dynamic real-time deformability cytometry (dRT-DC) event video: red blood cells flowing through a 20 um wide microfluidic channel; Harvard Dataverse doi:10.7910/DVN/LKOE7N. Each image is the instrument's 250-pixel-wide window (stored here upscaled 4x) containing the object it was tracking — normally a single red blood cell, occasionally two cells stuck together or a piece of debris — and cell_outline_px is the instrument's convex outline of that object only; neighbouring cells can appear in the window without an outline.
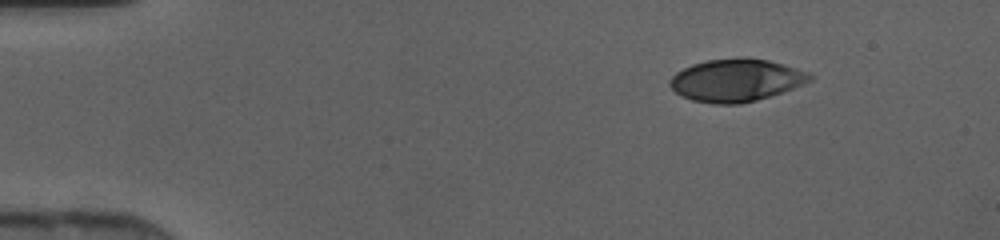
{"species": "human", "species_latin": "Homo sapiens", "temperature_condition": "cold", "stored_images_in_passage": 41, "camera_frame_rate_fps": 3000, "um_per_image_px": 0.085, "donor": {"sex": "female"}, "frame": {"image": 1, "passage_image": 1, "time_ms": 0.0, "image_size_px": [1000, 240], "cell_outline_px": [[812, 80], [804, 84], [756, 100], [740, 104], [712, 104], [692, 100], [680, 96], [668, 84], [668, 80], [676, 72], [692, 64], [708, 60], [768, 60], [784, 64], [808, 72], [812, 76]], "centroid_in_image_um": [62.53, 6.86], "position_along_channel_um": 22.5, "area_um2": 33.99}}
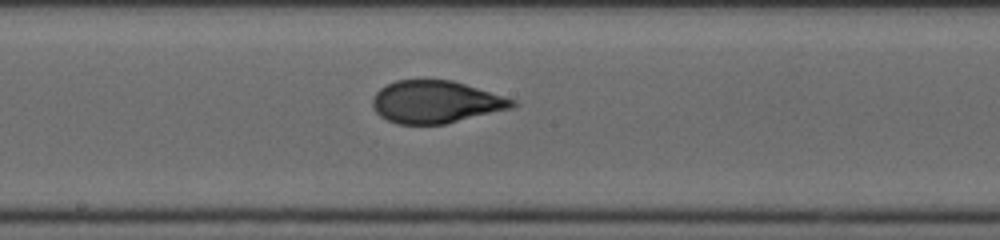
{"frame": {"image": 2, "passage_image": 20, "time_ms": 6.333, "image_size_px": [1000, 240], "cell_outline_px": [[520, 104], [512, 108], [444, 124], [396, 124], [380, 116], [376, 112], [372, 104], [372, 96], [380, 88], [396, 80], [452, 80], [516, 100]], "centroid_in_image_um": [37.03, 8.67], "position_along_channel_um": 211.2, "area_um2": 34.45}}
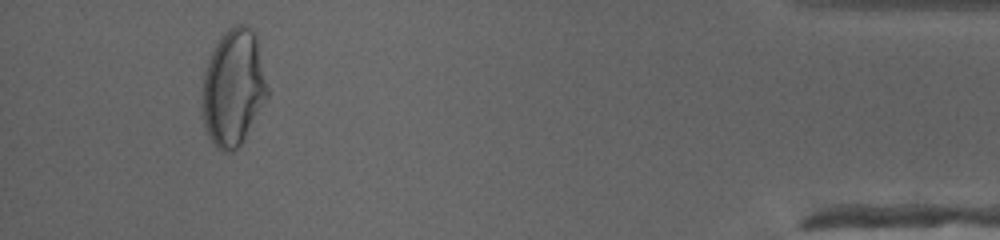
{"frame": {"image": 3, "passage_image": 38, "time_ms": 12.333, "image_size_px": [1000, 240], "cell_outline_px": [[268, 96], [244, 140], [232, 152], [224, 152], [216, 148], [212, 144], [208, 136], [204, 124], [204, 72], [208, 60], [216, 44], [224, 32], [228, 28], [236, 24], [244, 24], [252, 28], [256, 36], [268, 88]], "centroid_in_image_um": [19.86, 7.46], "position_along_channel_um": 415.3, "area_um2": 43.93}}